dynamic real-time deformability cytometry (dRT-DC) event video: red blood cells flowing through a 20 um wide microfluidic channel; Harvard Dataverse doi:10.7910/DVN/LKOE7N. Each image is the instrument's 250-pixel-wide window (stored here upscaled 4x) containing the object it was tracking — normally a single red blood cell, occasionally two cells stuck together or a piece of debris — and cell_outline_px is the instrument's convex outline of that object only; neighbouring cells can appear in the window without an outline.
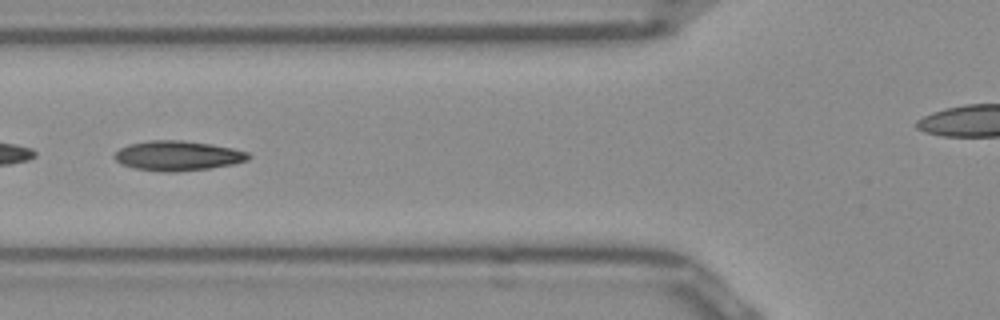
{"species": "Egyptian fruit bat (a non-hibernating species)", "species_latin": "Rousettus aegyptiacus", "temperature_condition": "room temperature", "stored_images_in_passage": 23, "camera_frame_rate_fps": 3000, "um_per_image_px": 0.085, "frame": {"image": 1, "passage_image": 4, "time_ms": 1.0, "image_size_px": [1000, 320], "cell_outline_px": [[252, 156], [248, 160], [232, 164], [208, 168], [176, 172], [164, 172], [136, 168], [120, 164], [116, 160], [116, 152], [120, 148], [128, 144], [152, 140], [184, 140], [212, 144], [232, 148], [248, 152]], "centroid_in_image_um": [15.13, 13.23], "position_along_channel_um": 110.7, "area_um2": 23.18}}
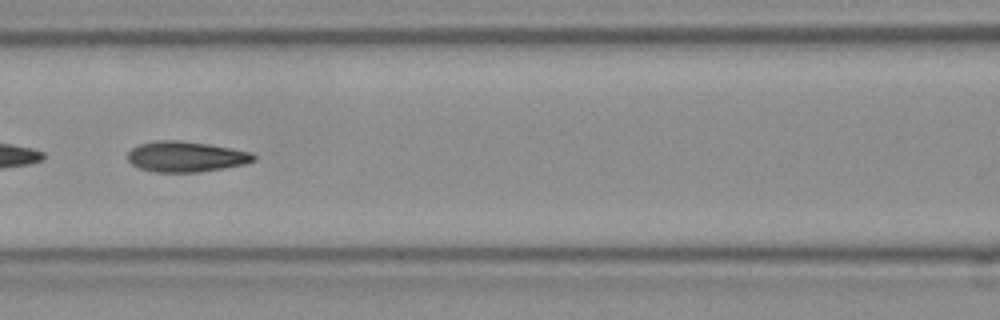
{"frame": {"image": 2, "passage_image": 7, "time_ms": 2.0, "image_size_px": [1000, 320], "cell_outline_px": [[256, 160], [244, 164], [224, 168], [200, 172], [156, 172], [140, 168], [132, 164], [128, 160], [128, 152], [132, 148], [140, 144], [156, 140], [176, 140], [208, 144], [232, 148], [252, 152], [256, 156]], "centroid_in_image_um": [15.82, 13.31], "position_along_channel_um": 150.8, "area_um2": 22.43}}